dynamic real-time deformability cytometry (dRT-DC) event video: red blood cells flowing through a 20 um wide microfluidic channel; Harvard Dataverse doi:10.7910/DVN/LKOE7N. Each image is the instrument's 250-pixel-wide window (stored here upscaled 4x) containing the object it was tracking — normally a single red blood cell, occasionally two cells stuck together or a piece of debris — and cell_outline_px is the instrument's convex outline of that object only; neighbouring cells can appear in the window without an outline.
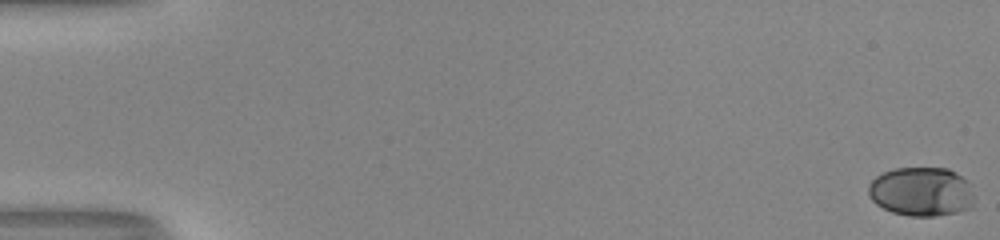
{"species": "human", "species_latin": "Homo sapiens", "temperature_condition": "room temperature", "stored_images_in_passage": 53, "camera_frame_rate_fps": 3000, "um_per_image_px": 0.085, "donor": {"sex": "male"}, "frame": {"image": 1, "passage_image": 1, "time_ms": 0.0, "image_size_px": [1000, 240], "cell_outline_px": [[976, 200], [972, 208], [956, 212], [936, 216], [908, 216], [892, 212], [876, 204], [868, 196], [868, 184], [876, 176], [892, 168], [948, 168], [956, 172], [968, 180], [972, 184]], "centroid_in_image_um": [78.37, 16.29], "position_along_channel_um": 6.6, "area_um2": 30.98}}
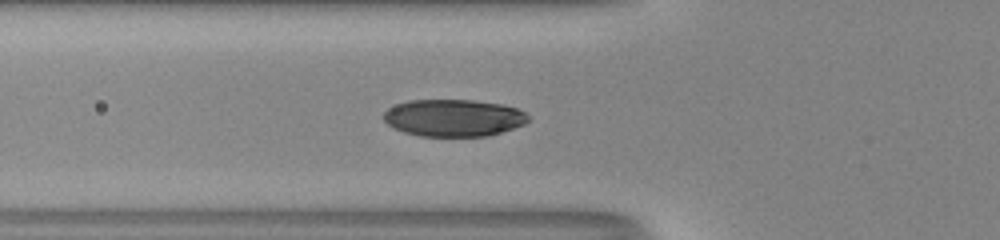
{"frame": {"image": 2, "passage_image": 21, "time_ms": 6.667, "image_size_px": [1000, 240], "cell_outline_px": [[532, 120], [524, 124], [488, 136], [420, 136], [404, 132], [392, 128], [384, 120], [384, 112], [388, 108], [396, 104], [408, 100], [472, 100], [500, 104], [516, 108], [524, 112]], "centroid_in_image_um": [38.54, 10.02], "position_along_channel_um": 87.3, "area_um2": 31.27}}
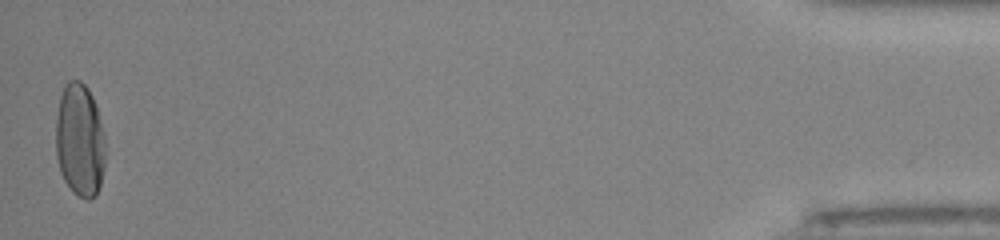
{"frame": {"image": 3, "passage_image": 53, "time_ms": 17.333, "image_size_px": [1000, 240], "cell_outline_px": [[104, 168], [100, 184], [96, 196], [88, 200], [72, 192], [64, 180], [60, 172], [56, 156], [56, 116], [60, 96], [64, 84], [68, 80], [80, 80], [88, 88], [96, 104], [104, 132]], "centroid_in_image_um": [6.77, 11.9], "position_along_channel_um": 428.4, "area_um2": 33.06}, "authors_computed_cell_mechanics": {"area_um2": 31.2698, "velocity_mm_per_s": 4.0463, "shape_relaxation_time_tau1_ms": 3.4474, "shape_relaxation_time_tau2_ms": null, "deformation_change_tau1": 0.1554, "deformation_change_tau2": null}}